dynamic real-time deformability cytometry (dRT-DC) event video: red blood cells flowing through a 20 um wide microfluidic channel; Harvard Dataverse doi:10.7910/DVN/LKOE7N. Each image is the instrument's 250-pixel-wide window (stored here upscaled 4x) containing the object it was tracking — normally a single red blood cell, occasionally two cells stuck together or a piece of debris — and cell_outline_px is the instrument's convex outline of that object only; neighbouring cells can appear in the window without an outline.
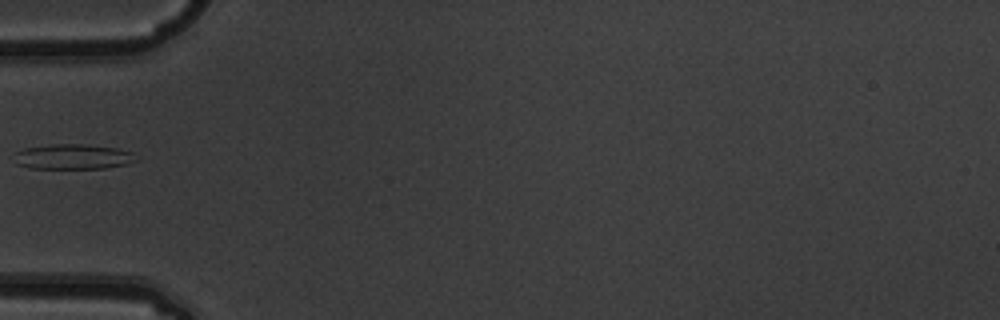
{"species": "common noctule bat (a hibernating species)", "species_latin": "Nyctalus noctula", "temperature_condition": "warm", "stored_images_in_passage": 5, "camera_frame_rate_fps": 3000, "um_per_image_px": 0.085, "animal": {"sex": "male", "body_mass_g": 19.5, "forearm_length_mm": 54.6}, "frame": {"image": 1, "passage_image": 5, "time_ms": 1.333, "image_size_px": [1000, 320], "cell_outline_px": [[136, 160], [128, 164], [104, 168], [28, 168], [16, 164], [16, 152], [24, 148], [52, 144], [88, 144], [116, 148], [132, 152]], "centroid_in_image_um": [6.2, 13.31], "position_along_channel_um": 78.8, "area_um2": 17.74}}